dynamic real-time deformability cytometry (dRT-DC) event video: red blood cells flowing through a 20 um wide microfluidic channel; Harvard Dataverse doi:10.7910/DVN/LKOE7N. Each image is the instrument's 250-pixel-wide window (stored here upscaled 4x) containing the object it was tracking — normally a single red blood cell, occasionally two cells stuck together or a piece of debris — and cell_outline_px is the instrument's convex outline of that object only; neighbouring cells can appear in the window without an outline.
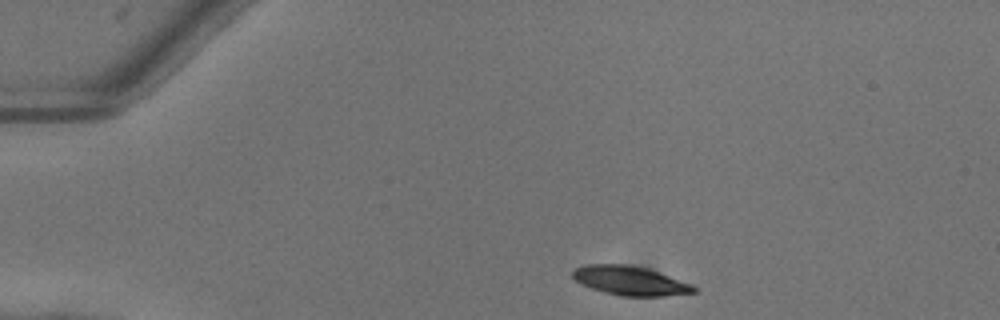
{"species": "common noctule bat (a hibernating species)", "species_latin": "Nyctalus noctula", "temperature_condition": "warm", "stored_images_in_passage": 43, "camera_frame_rate_fps": 3000, "um_per_image_px": 0.085, "animal": {"sex": "female"}, "frame": {"image": 1, "passage_image": 1, "time_ms": 0.0, "image_size_px": [1000, 320], "cell_outline_px": [[696, 292], [664, 296], [620, 296], [604, 292], [580, 284], [572, 276], [572, 272], [576, 268], [584, 264], [628, 264], [648, 268], [692, 284], [696, 288]], "centroid_in_image_um": [53.55, 23.85], "position_along_channel_um": 31.4, "area_um2": 20.63}}
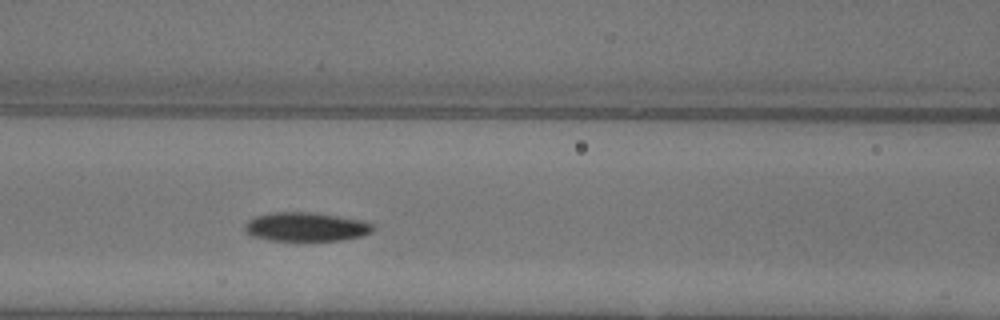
{"frame": {"image": 2, "passage_image": 14, "time_ms": 4.333, "image_size_px": [1000, 320], "cell_outline_px": [[376, 228], [372, 232], [360, 236], [340, 240], [268, 240], [252, 236], [244, 232], [244, 224], [248, 220], [256, 216], [276, 212], [316, 212], [364, 220], [372, 224]], "centroid_in_image_um": [26.01, 19.27], "position_along_channel_um": 140.6, "area_um2": 21.73}}
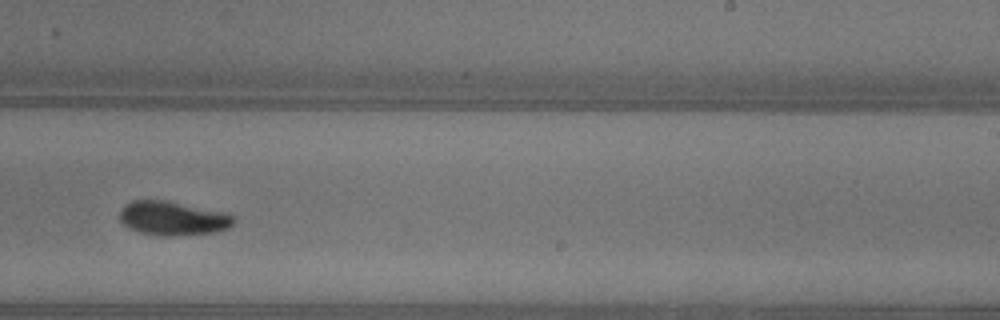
{"frame": {"image": 3, "passage_image": 24, "time_ms": 7.667, "image_size_px": [1000, 320], "cell_outline_px": [[232, 224], [228, 228], [216, 232], [176, 236], [164, 236], [140, 232], [128, 228], [120, 220], [120, 208], [124, 204], [132, 200], [164, 200], [232, 216]], "centroid_in_image_um": [14.56, 18.57], "position_along_channel_um": 274.4, "area_um2": 21.96}, "authors_computed_cell_mechanics": {"area_um2": 21.3282, "velocity_mm_per_s": 4.027, "shape_relaxation_time_tau1_ms": 2.4312, "shape_relaxation_time_tau2_ms": 2.511, "deformation_change_tau1": 0.1494, "deformation_change_tau2": 0.0673}}